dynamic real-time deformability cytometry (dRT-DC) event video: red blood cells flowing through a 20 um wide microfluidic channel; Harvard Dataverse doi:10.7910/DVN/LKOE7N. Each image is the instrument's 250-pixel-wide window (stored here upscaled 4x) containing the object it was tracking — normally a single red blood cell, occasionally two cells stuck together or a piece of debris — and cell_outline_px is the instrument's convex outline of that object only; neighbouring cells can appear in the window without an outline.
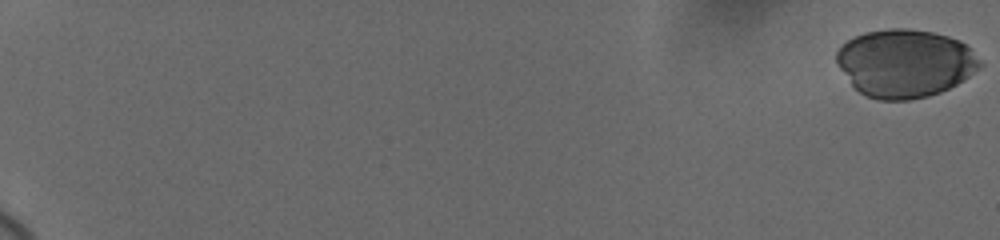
{"species": "human", "species_latin": "Homo sapiens", "temperature_condition": "cold", "stored_images_in_passage": 22, "camera_frame_rate_fps": 3000, "um_per_image_px": 0.085, "donor": {"sex": "female"}, "frame": {"image": 1, "passage_image": 1, "time_ms": 0.0, "image_size_px": [1000, 240], "cell_outline_px": [[984, 64], [980, 68], [964, 80], [940, 92], [928, 96], [908, 100], [880, 100], [864, 96], [852, 84], [836, 64], [836, 52], [840, 44], [852, 36], [864, 32], [888, 28], [908, 28], [932, 32], [948, 36], [960, 40]], "centroid_in_image_um": [76.89, 5.36], "position_along_channel_um": 8.1, "area_um2": 57.11}}
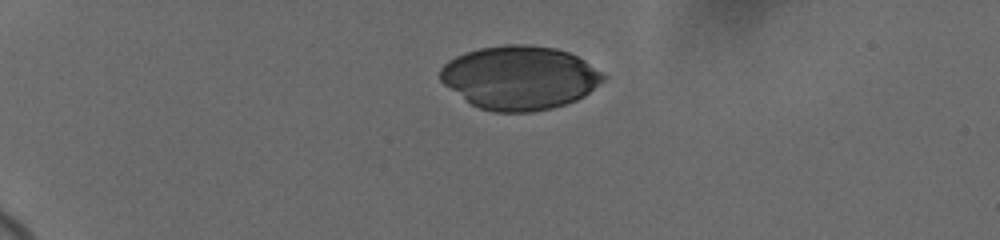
{"frame": {"image": 2, "passage_image": 14, "time_ms": 5.333, "image_size_px": [1000, 240], "cell_outline_px": [[608, 76], [604, 80], [584, 96], [576, 100], [552, 108], [532, 112], [496, 112], [480, 108], [472, 104], [444, 84], [440, 80], [440, 68], [448, 60], [464, 52], [480, 48], [508, 44], [524, 44], [556, 48], [568, 52], [584, 60], [604, 72]], "centroid_in_image_um": [44.19, 6.59], "position_along_channel_um": 40.8, "area_um2": 60.46}}